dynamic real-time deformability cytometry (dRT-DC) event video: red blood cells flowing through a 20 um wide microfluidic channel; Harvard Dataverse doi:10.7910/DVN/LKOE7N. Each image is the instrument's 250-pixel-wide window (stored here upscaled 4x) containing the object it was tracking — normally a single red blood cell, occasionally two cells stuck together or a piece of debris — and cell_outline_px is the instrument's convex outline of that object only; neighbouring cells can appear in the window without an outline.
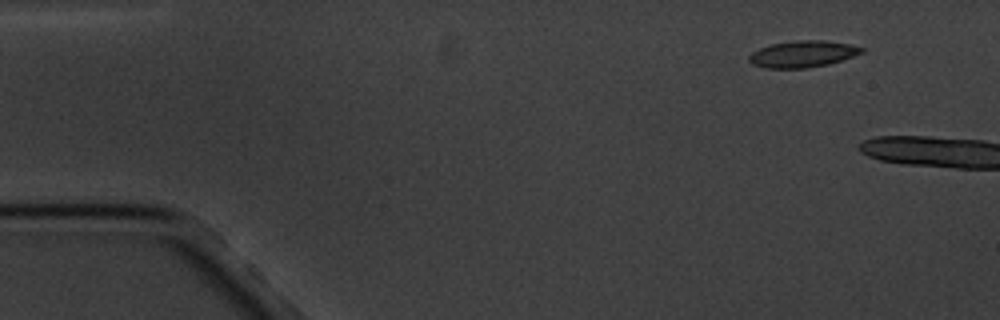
{"species": "common noctule bat (a hibernating species)", "species_latin": "Nyctalus noctula", "temperature_condition": "cold", "stored_images_in_passage": 2, "camera_frame_rate_fps": 3000, "um_per_image_px": 0.085, "animal": {"sex": "male", "body_mass_g": 20.1, "forearm_length_mm": 53.5}, "frame": {"image": 1, "passage_image": 1, "time_ms": 0.0, "image_size_px": [1000, 320], "cell_outline_px": [[864, 52], [828, 64], [808, 68], [764, 68], [752, 64], [748, 60], [748, 56], [752, 52], [760, 48], [772, 44], [800, 40], [824, 40], [848, 44], [864, 48]], "centroid_in_image_um": [68.2, 4.6], "position_along_channel_um": 16.8, "area_um2": 17.28}}